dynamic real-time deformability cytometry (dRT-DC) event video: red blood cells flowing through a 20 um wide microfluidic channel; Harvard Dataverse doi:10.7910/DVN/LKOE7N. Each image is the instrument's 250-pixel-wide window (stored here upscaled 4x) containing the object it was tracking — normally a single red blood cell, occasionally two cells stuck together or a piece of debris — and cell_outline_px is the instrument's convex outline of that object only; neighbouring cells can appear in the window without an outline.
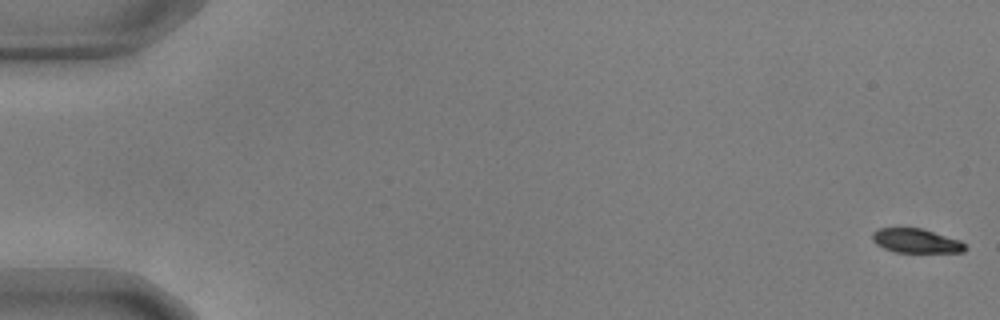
{"species": "common noctule bat (a hibernating species)", "species_latin": "Nyctalus noctula", "temperature_condition": "warm", "stored_images_in_passage": 13, "camera_frame_rate_fps": 3000, "um_per_image_px": 0.085, "animal": {"sex": "male", "body_mass_g": 17.9, "forearm_length_mm": 54.2}, "frame": {"image": 1, "passage_image": 1, "time_ms": 0.0, "image_size_px": [1000, 320], "cell_outline_px": [[968, 248], [964, 252], [896, 252], [884, 248], [876, 244], [872, 240], [872, 232], [880, 228], [924, 228], [960, 240]], "centroid_in_image_um": [77.88, 20.46], "position_along_channel_um": 7.1, "area_um2": 13.18}}